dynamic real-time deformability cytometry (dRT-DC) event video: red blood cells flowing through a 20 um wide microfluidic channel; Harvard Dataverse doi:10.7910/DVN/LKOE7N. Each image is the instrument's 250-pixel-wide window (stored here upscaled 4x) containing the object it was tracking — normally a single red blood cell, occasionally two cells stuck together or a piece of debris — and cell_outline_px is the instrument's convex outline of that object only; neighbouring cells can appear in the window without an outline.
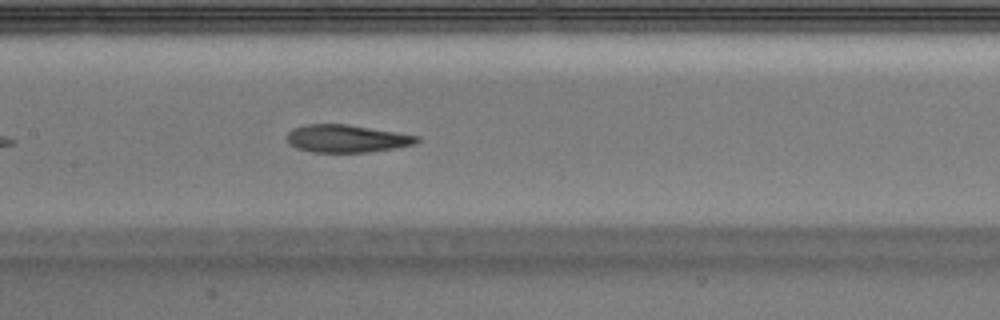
{"species": "Egyptian fruit bat (a non-hibernating species)", "species_latin": "Rousettus aegyptiacus", "temperature_condition": "warm", "stored_images_in_passage": 38, "camera_frame_rate_fps": 3000, "um_per_image_px": 0.085, "animal": {"sex": "male"}, "frame": {"image": 1, "passage_image": 12, "time_ms": 3.667, "image_size_px": [1000, 320], "cell_outline_px": [[420, 140], [416, 144], [396, 148], [368, 152], [312, 152], [296, 148], [288, 140], [288, 132], [292, 128], [304, 124], [348, 124], [420, 136]], "centroid_in_image_um": [29.5, 11.77], "position_along_channel_um": 177.9, "area_um2": 20.98}, "authors_computed_cell_mechanics": {"area_um2": 22.4264, "velocity_mm_per_s": 3.9246, "shape_relaxation_time_tau1_ms": 6.6398, "shape_relaxation_time_tau2_ms": 2.3031, "deformation_change_tau1": 0.2171, "deformation_change_tau2": 0.1091}}